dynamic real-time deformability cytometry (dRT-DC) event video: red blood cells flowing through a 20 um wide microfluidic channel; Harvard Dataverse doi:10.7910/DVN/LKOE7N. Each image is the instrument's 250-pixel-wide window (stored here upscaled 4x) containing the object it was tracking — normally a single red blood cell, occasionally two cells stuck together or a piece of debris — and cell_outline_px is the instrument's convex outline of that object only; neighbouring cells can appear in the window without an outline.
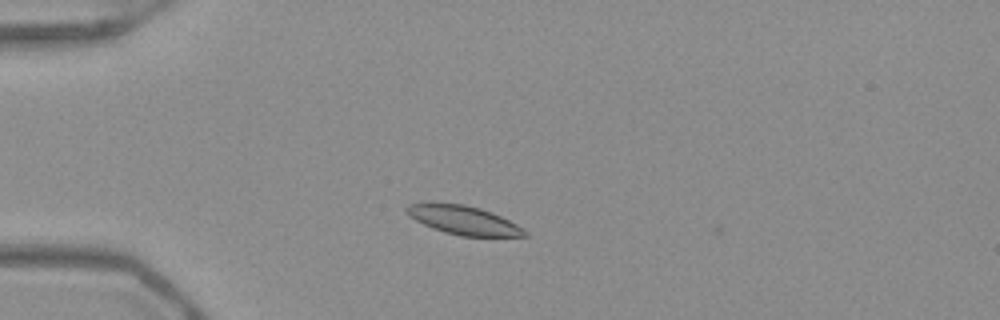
{"species": "Egyptian fruit bat (a non-hibernating species)", "species_latin": "Rousettus aegyptiacus", "temperature_condition": "warm", "stored_images_in_passage": 40, "camera_frame_rate_fps": 3000, "um_per_image_px": 0.085, "frame": {"image": 1, "passage_image": 1, "time_ms": 0.0, "image_size_px": [1000, 320], "cell_outline_px": [[528, 236], [460, 236], [444, 232], [432, 228], [408, 216], [404, 208], [408, 204], [464, 204], [480, 208], [492, 212], [516, 224], [528, 232]], "centroid_in_image_um": [39.41, 18.73], "position_along_channel_um": 45.6, "area_um2": 19.48}}
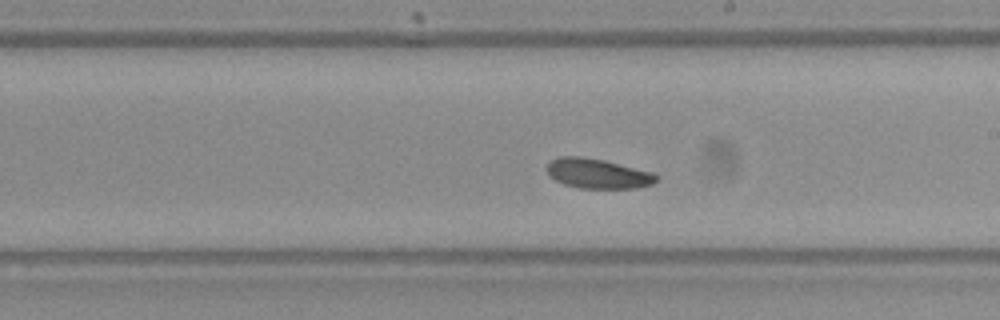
{"frame": {"image": 2, "passage_image": 18, "time_ms": 5.667, "image_size_px": [1000, 320], "cell_outline_px": [[660, 176], [652, 184], [636, 188], [580, 188], [564, 184], [556, 180], [548, 172], [548, 160], [560, 156], [580, 156], [604, 160], [652, 172]], "centroid_in_image_um": [50.81, 14.74], "position_along_channel_um": 238.2, "area_um2": 18.9}}
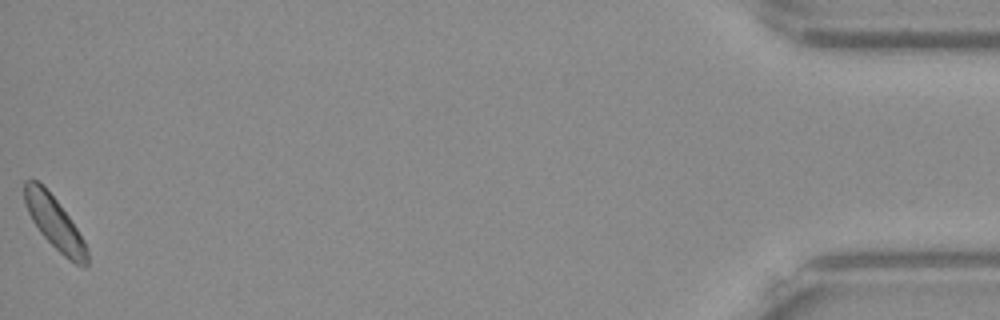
{"frame": {"image": 3, "passage_image": 40, "time_ms": 13.0, "image_size_px": [1000, 320], "cell_outline_px": [[88, 264], [84, 268], [68, 260], [40, 232], [32, 220], [28, 212], [24, 200], [24, 180], [32, 176], [56, 200], [68, 216], [84, 240], [88, 248]], "centroid_in_image_um": [4.64, 18.95], "position_along_channel_um": 430.6, "area_um2": 18.9}, "authors_computed_cell_mechanics": {"area_um2": 19.4786, "velocity_mm_per_s": 3.8612, "shape_relaxation_time_tau1_ms": 0.92, "shape_relaxation_time_tau2_ms": 9.7743, "deformation_change_tau1": 0.0509, "deformation_change_tau2": 0.1475}}